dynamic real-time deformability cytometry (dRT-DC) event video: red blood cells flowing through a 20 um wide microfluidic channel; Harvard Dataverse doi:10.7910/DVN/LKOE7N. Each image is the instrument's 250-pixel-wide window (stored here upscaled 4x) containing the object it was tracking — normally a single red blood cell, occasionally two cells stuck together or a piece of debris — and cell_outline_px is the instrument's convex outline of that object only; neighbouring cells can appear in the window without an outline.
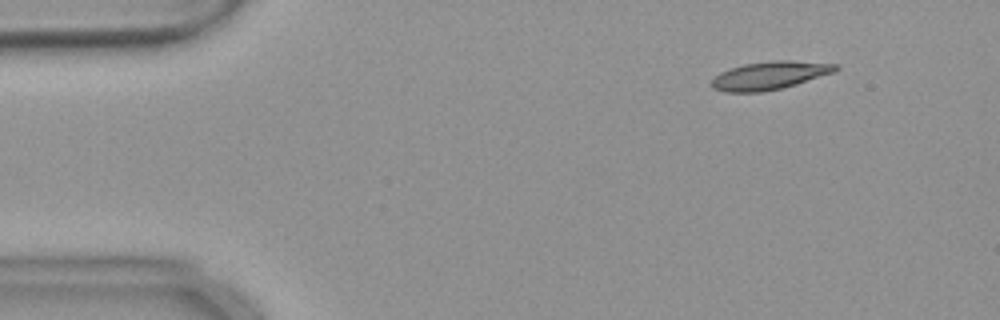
{"species": "common noctule bat (a hibernating species)", "species_latin": "Nyctalus noctula", "temperature_condition": "warm", "stored_images_in_passage": 55, "camera_frame_rate_fps": 3000, "um_per_image_px": 0.085, "animal": {"sex": "female", "body_mass_g": 18.4}, "frame": {"image": 1, "passage_image": 6, "time_ms": 1.667, "image_size_px": [1000, 320], "cell_outline_px": [[840, 68], [832, 72], [796, 84], [764, 92], [724, 92], [712, 88], [712, 80], [720, 72], [744, 64], [772, 60], [792, 60], [840, 64]], "centroid_in_image_um": [65.43, 6.41], "position_along_channel_um": 19.6, "area_um2": 20.17}}
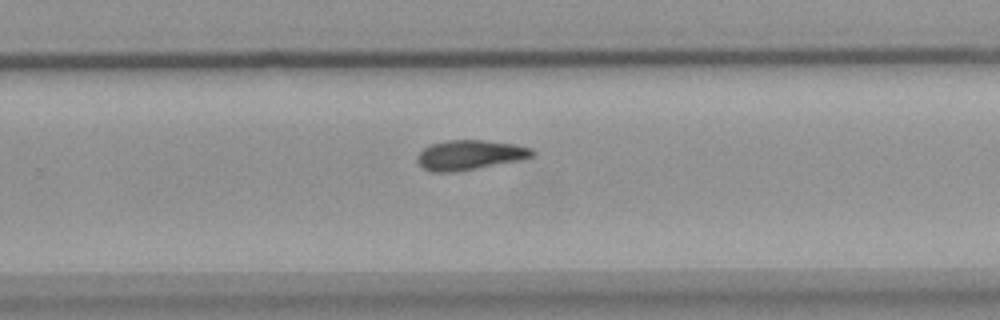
{"frame": {"image": 2, "passage_image": 35, "time_ms": 11.333, "image_size_px": [1000, 320], "cell_outline_px": [[536, 156], [524, 160], [456, 172], [432, 172], [424, 168], [416, 160], [416, 156], [424, 148], [432, 144], [448, 140], [484, 140], [516, 144], [532, 148], [536, 152]], "centroid_in_image_um": [40.01, 13.18], "position_along_channel_um": 289.8, "area_um2": 20.29}}
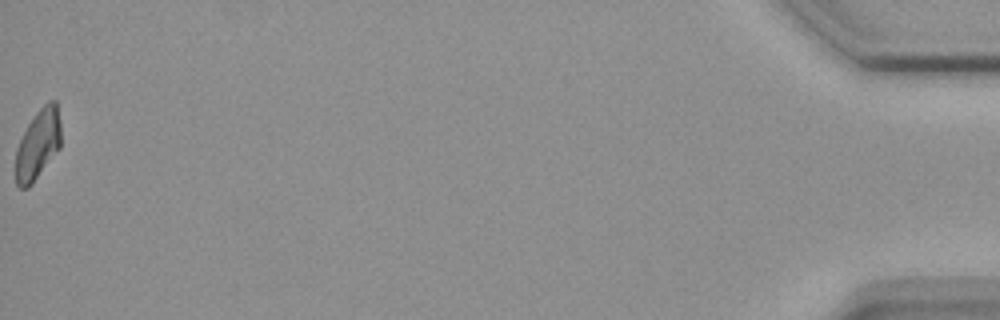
{"frame": {"image": 3, "passage_image": 55, "time_ms": 18.0, "image_size_px": [1000, 320], "cell_outline_px": [[60, 148], [32, 184], [28, 188], [20, 188], [16, 184], [16, 148], [28, 124], [36, 112], [48, 100], [56, 100], [60, 120]], "centroid_in_image_um": [3.23, 12.27], "position_along_channel_um": 432.0, "area_um2": 18.44}}